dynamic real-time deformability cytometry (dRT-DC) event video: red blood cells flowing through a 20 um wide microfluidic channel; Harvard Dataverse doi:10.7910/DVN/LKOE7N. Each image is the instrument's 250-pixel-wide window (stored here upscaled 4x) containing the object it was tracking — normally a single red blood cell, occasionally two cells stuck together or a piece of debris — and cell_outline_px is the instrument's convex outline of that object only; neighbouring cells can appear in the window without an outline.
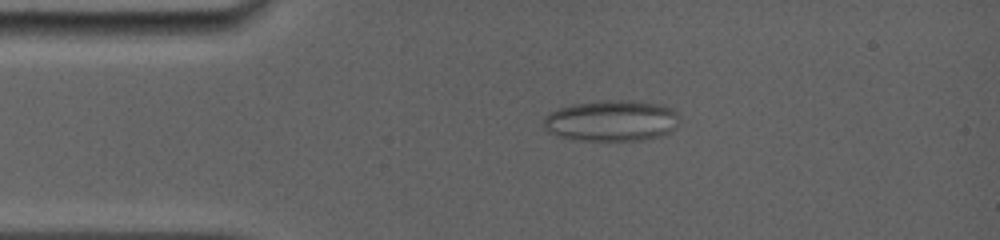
{"species": "common noctule bat (a hibernating species)", "species_latin": "Nyctalus noctula", "temperature_condition": "room temperature", "stored_images_in_passage": 49, "camera_frame_rate_fps": 5000, "um_per_image_px": 0.085, "animal": {"sex": "female", "body_mass_g": 19.0, "forearm_length_mm": 56.7}, "frame": {"image": 1, "passage_image": 23, "time_ms": 3.0, "image_size_px": [1000, 240], "cell_outline_px": [[680, 124], [676, 128], [668, 132], [644, 140], [572, 140], [556, 136], [548, 132], [544, 128], [544, 116], [548, 112], [572, 104], [604, 100], [632, 100], [660, 104], [676, 112], [680, 116]], "centroid_in_image_um": [51.96, 10.26], "position_along_channel_um": 33.0, "area_um2": 32.77}}
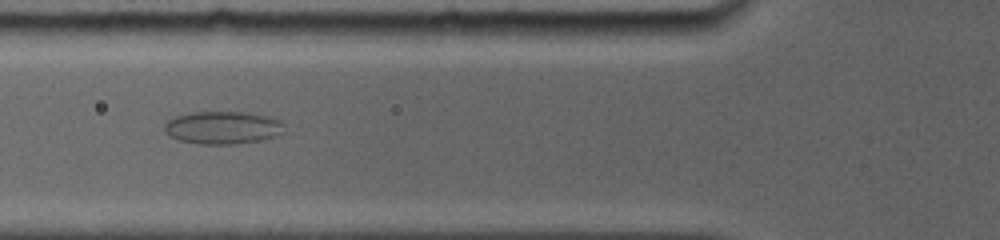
{"frame": {"image": 2, "passage_image": 41, "time_ms": 5.8, "image_size_px": [1000, 240], "cell_outline_px": [[284, 132], [276, 136], [260, 140], [236, 144], [200, 144], [180, 140], [164, 132], [164, 124], [168, 120], [176, 116], [192, 112], [248, 112], [268, 116], [280, 120], [284, 124]], "centroid_in_image_um": [18.96, 10.84], "position_along_channel_um": 106.8, "area_um2": 22.95}}
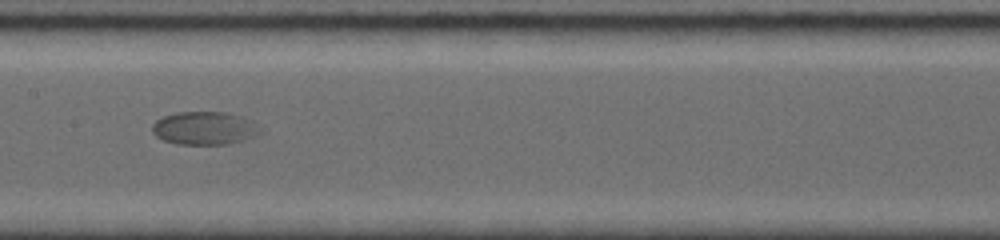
{"frame": {"image": 3, "passage_image": 48, "time_ms": 8.0, "image_size_px": [1000, 240], "cell_outline_px": [[264, 132], [244, 140], [228, 144], [176, 144], [164, 140], [156, 136], [152, 132], [152, 124], [156, 120], [164, 116], [176, 112], [228, 112], [252, 120]], "centroid_in_image_um": [17.4, 10.89], "position_along_channel_um": 190.0, "area_um2": 20.98}}